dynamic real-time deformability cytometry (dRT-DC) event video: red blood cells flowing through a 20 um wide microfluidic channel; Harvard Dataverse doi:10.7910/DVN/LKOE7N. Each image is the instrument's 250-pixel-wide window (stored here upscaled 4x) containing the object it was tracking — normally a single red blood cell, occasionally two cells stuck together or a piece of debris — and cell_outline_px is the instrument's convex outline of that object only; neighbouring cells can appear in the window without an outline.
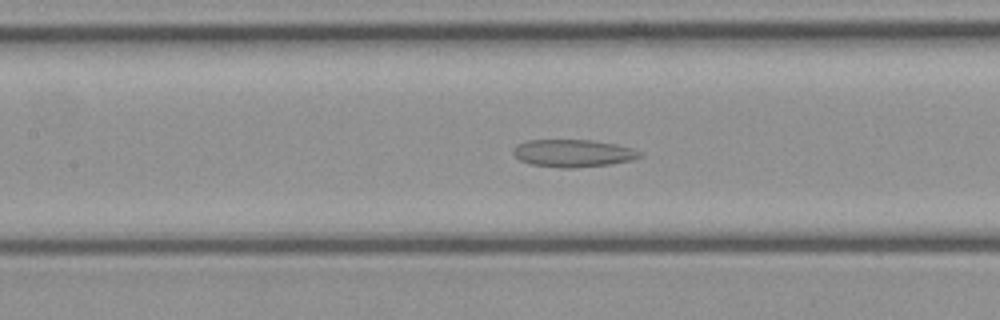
{"species": "common noctule bat (a hibernating species)", "species_latin": "Nyctalus noctula", "temperature_condition": "cold", "stored_images_in_passage": 43, "camera_frame_rate_fps": 3000, "um_per_image_px": 0.085, "animal": {"sex": "female", "body_mass_g": 21.9}, "frame": {"image": 1, "passage_image": 19, "time_ms": 6.0, "image_size_px": [1000, 320], "cell_outline_px": [[644, 156], [632, 160], [612, 164], [572, 168], [560, 168], [532, 164], [520, 160], [512, 152], [512, 148], [516, 144], [528, 140], [592, 140], [616, 144], [632, 148], [644, 152]], "centroid_in_image_um": [48.75, 13.02], "position_along_channel_um": 158.7, "area_um2": 20.52}}
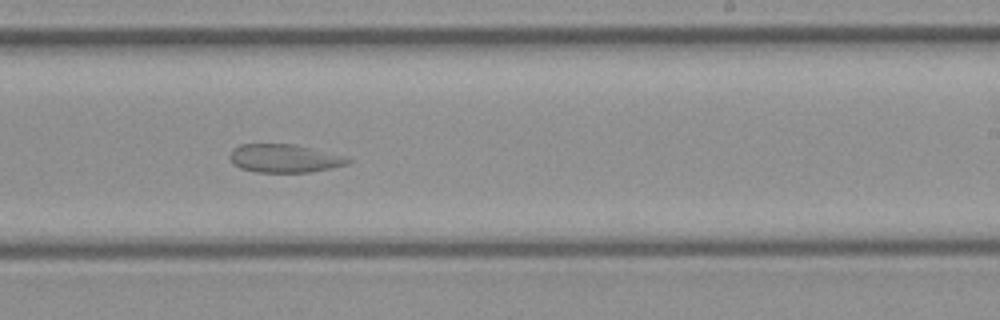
{"frame": {"image": 2, "passage_image": 26, "time_ms": 8.333, "image_size_px": [1000, 320], "cell_outline_px": [[352, 160], [348, 164], [332, 168], [308, 172], [256, 172], [240, 168], [232, 164], [228, 156], [232, 148], [240, 144], [296, 144], [344, 156]], "centroid_in_image_um": [24.13, 13.46], "position_along_channel_um": 264.9, "area_um2": 19.59}}
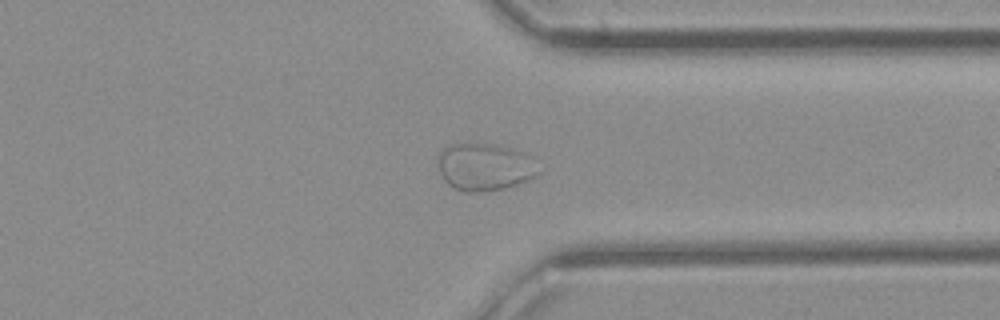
{"frame": {"image": 3, "passage_image": 33, "time_ms": 10.667, "image_size_px": [1000, 320], "cell_outline_px": [[540, 172], [532, 180], [500, 188], [476, 192], [464, 192], [448, 184], [444, 180], [440, 172], [436, 160], [436, 156], [448, 144], [468, 140], [492, 144], [512, 148], [524, 152]], "centroid_in_image_um": [41.12, 14.13], "position_along_channel_um": 370.3, "area_um2": 28.21}}